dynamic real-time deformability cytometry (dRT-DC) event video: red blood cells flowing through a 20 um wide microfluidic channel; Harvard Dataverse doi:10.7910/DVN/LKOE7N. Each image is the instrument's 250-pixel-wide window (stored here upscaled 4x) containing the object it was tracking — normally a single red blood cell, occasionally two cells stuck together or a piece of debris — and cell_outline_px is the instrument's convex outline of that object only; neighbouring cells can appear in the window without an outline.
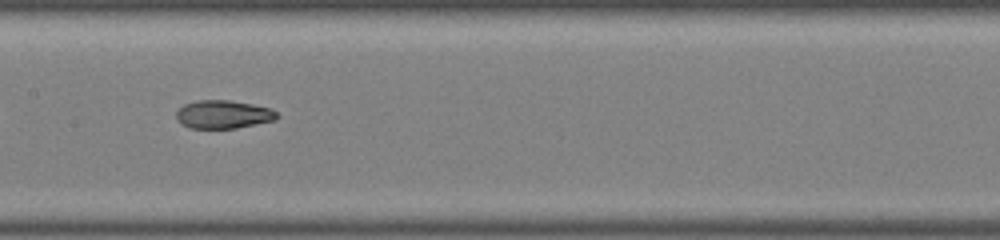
{"species": "common noctule bat (a hibernating species)", "species_latin": "Nyctalus noctula", "temperature_condition": "warm", "stored_images_in_passage": 25, "camera_frame_rate_fps": 3000, "um_per_image_px": 0.085, "animal": {"sex": "male", "body_mass_g": 19.0, "forearm_length_mm": 50.8}, "frame": {"image": 1, "passage_image": 11, "time_ms": 3.333, "image_size_px": [1000, 240], "cell_outline_px": [[280, 116], [276, 120], [236, 128], [192, 128], [176, 120], [176, 112], [184, 104], [200, 100], [228, 100], [252, 104], [272, 108]], "centroid_in_image_um": [19.01, 9.72], "position_along_channel_um": 188.4, "area_um2": 16.53}}
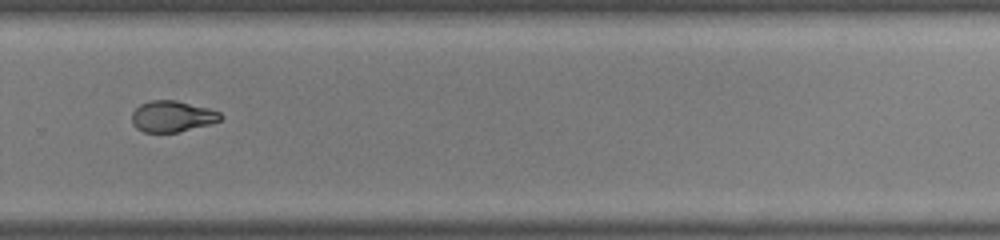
{"frame": {"image": 2, "passage_image": 18, "time_ms": 5.667, "image_size_px": [1000, 240], "cell_outline_px": [[224, 116], [220, 120], [208, 124], [180, 132], [144, 132], [136, 128], [132, 124], [132, 112], [140, 104], [152, 100], [176, 100], [208, 108], [220, 112]], "centroid_in_image_um": [14.62, 9.89], "position_along_channel_um": 315.2, "area_um2": 16.07}}